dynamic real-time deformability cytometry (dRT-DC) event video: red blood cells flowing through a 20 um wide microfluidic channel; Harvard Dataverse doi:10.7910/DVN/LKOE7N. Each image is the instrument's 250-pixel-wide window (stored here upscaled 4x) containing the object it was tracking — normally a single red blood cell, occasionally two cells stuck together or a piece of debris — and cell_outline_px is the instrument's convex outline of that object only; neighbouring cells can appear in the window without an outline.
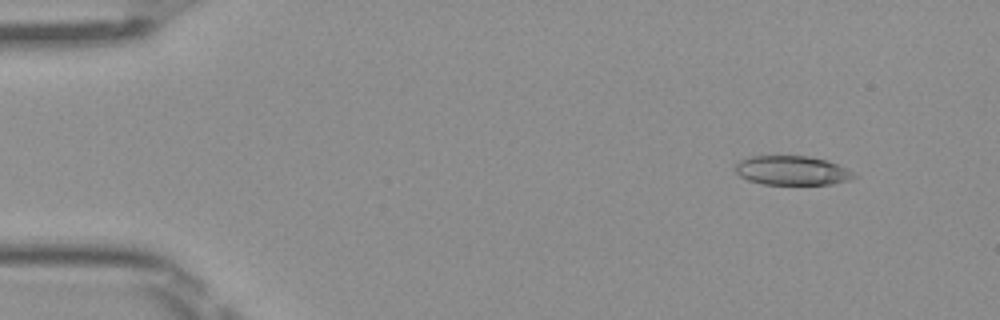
{"species": "Egyptian fruit bat (a non-hibernating species)", "species_latin": "Rousettus aegyptiacus", "temperature_condition": "room temperature", "stored_images_in_passage": 47, "camera_frame_rate_fps": 3000, "um_per_image_px": 0.085, "frame": {"image": 1, "passage_image": 2, "time_ms": 0.333, "image_size_px": [1000, 320], "cell_outline_px": [[860, 176], [848, 180], [832, 184], [764, 184], [748, 180], [740, 176], [736, 172], [736, 164], [740, 160], [752, 156], [808, 156], [824, 160], [836, 164]], "centroid_in_image_um": [67.32, 14.5], "position_along_channel_um": 17.7, "area_um2": 19.94}}
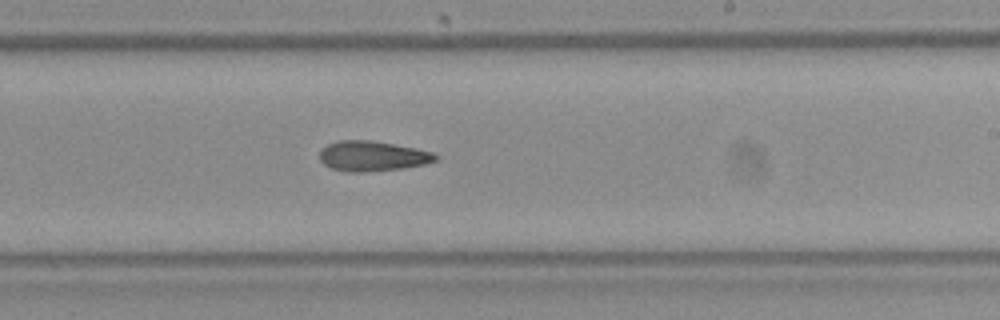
{"frame": {"image": 2, "passage_image": 27, "time_ms": 8.667, "image_size_px": [1000, 320], "cell_outline_px": [[440, 160], [424, 164], [404, 168], [360, 172], [348, 172], [332, 168], [324, 164], [320, 160], [320, 148], [328, 144], [340, 140], [372, 140], [416, 148], [432, 152], [440, 156]], "centroid_in_image_um": [31.68, 13.26], "position_along_channel_um": 257.3, "area_um2": 20.46}}
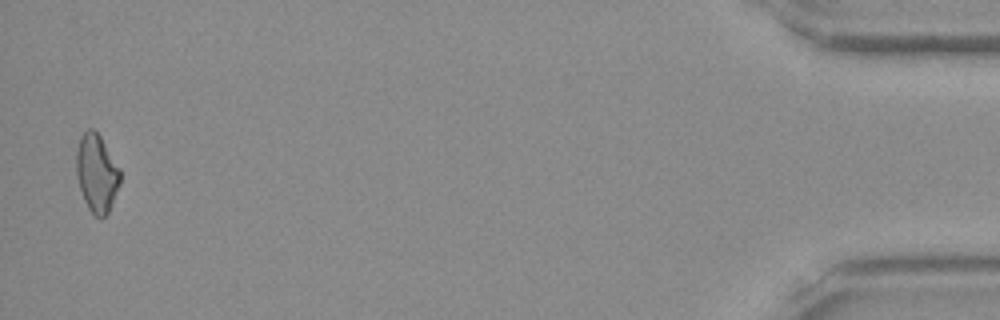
{"frame": {"image": 3, "passage_image": 46, "time_ms": 15.0, "image_size_px": [1000, 320], "cell_outline_px": [[120, 184], [108, 212], [100, 220], [88, 208], [84, 200], [76, 176], [76, 152], [80, 136], [88, 128], [92, 128], [100, 136], [120, 168]], "centroid_in_image_um": [8.21, 14.71], "position_along_channel_um": 427.0, "area_um2": 19.88}, "authors_computed_cell_mechanics": {"area_um2": 20.23, "velocity_mm_per_s": 4.0724, "shape_relaxation_time_tau1_ms": null, "shape_relaxation_time_tau2_ms": 3.8954, "deformation_change_tau1": null, "deformation_change_tau2": 0.1355}}